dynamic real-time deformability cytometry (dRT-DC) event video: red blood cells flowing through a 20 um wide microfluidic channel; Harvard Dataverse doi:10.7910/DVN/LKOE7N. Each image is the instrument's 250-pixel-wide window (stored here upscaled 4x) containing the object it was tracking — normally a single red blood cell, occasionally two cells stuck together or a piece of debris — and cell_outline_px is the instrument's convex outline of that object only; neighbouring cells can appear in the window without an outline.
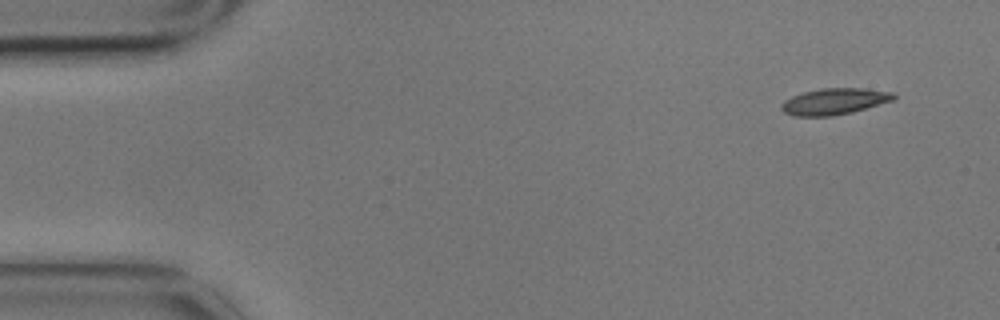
{"species": "common noctule bat (a hibernating species)", "species_latin": "Nyctalus noctula", "temperature_condition": "cold", "stored_images_in_passage": 2, "camera_frame_rate_fps": 3000, "um_per_image_px": 0.085, "animal": {"sex": "male", "body_mass_g": 17.9}, "frame": {"image": 1, "passage_image": 2, "time_ms": 0.333, "image_size_px": [1000, 320], "cell_outline_px": [[896, 96], [892, 100], [852, 112], [832, 116], [792, 116], [784, 112], [780, 108], [780, 104], [784, 100], [792, 96], [804, 92], [820, 88], [864, 88], [892, 92]], "centroid_in_image_um": [70.87, 8.62], "position_along_channel_um": 14.1, "area_um2": 17.17}}